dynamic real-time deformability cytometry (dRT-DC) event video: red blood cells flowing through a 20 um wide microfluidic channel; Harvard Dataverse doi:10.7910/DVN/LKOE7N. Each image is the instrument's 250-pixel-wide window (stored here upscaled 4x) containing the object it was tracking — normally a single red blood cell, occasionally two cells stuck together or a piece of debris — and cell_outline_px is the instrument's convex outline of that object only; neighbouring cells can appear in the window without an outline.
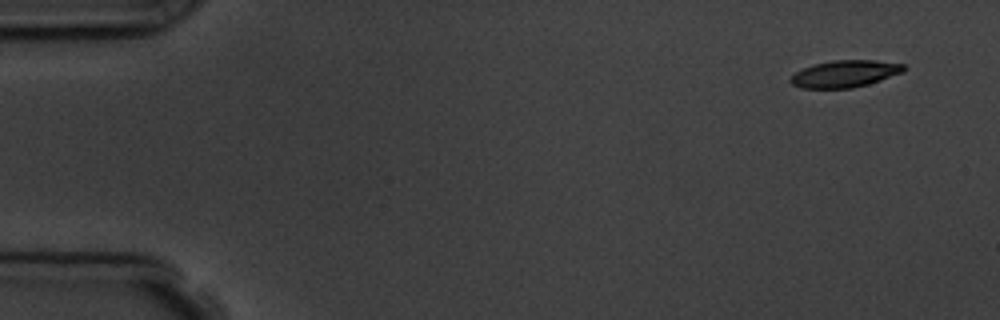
{"species": "common noctule bat (a hibernating species)", "species_latin": "Nyctalus noctula", "temperature_condition": "room temperature", "stored_images_in_passage": 6, "segment_of_instrument_passage": [2, 2], "camera_frame_rate_fps": 3000, "um_per_image_px": 0.085, "animal": {"sex": "male", "body_mass_g": 19.5, "forearm_length_mm": 54.6}, "frame": {"image": 1, "passage_image": 6, "time_ms": 6.0, "image_size_px": [1000, 320], "cell_outline_px": [[908, 68], [904, 72], [868, 84], [852, 88], [800, 88], [792, 84], [788, 80], [796, 72], [812, 64], [832, 60], [876, 60], [904, 64]], "centroid_in_image_um": [71.83, 6.26], "position_along_channel_um": 13.2, "area_um2": 17.92}}